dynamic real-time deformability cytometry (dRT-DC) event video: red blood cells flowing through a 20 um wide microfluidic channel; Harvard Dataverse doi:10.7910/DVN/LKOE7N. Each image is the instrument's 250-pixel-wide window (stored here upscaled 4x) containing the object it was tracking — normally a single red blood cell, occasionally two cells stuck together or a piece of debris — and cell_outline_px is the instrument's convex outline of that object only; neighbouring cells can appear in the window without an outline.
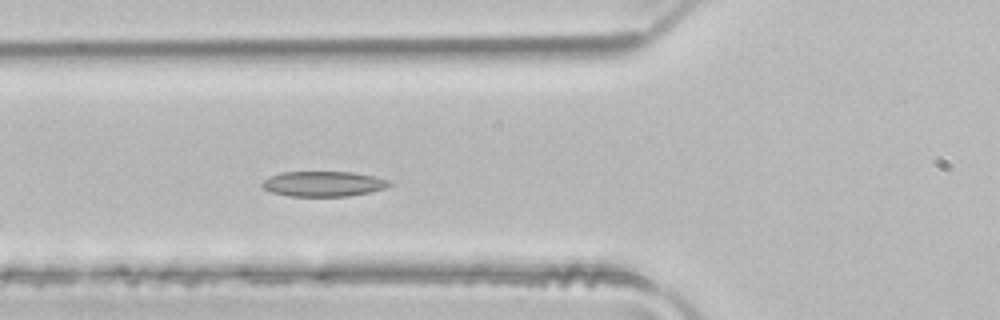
{"species": "common noctule bat (a hibernating species)", "species_latin": "Nyctalus noctula", "temperature_condition": "room temperature", "stored_images_in_passage": 5, "camera_frame_rate_fps": 3000, "um_per_image_px": 0.085, "animal": {"sex": "male", "body_mass_g": 21.5, "forearm_length_mm": 52.0}, "frame": {"image": 1, "passage_image": 5, "time_ms": 1.333, "image_size_px": [1000, 320], "cell_outline_px": [[392, 184], [384, 188], [372, 192], [348, 196], [288, 196], [272, 192], [264, 188], [260, 184], [264, 180], [280, 172], [352, 172], [372, 176], [388, 180]], "centroid_in_image_um": [27.48, 15.63], "position_along_channel_um": 98.3, "area_um2": 18.55}}